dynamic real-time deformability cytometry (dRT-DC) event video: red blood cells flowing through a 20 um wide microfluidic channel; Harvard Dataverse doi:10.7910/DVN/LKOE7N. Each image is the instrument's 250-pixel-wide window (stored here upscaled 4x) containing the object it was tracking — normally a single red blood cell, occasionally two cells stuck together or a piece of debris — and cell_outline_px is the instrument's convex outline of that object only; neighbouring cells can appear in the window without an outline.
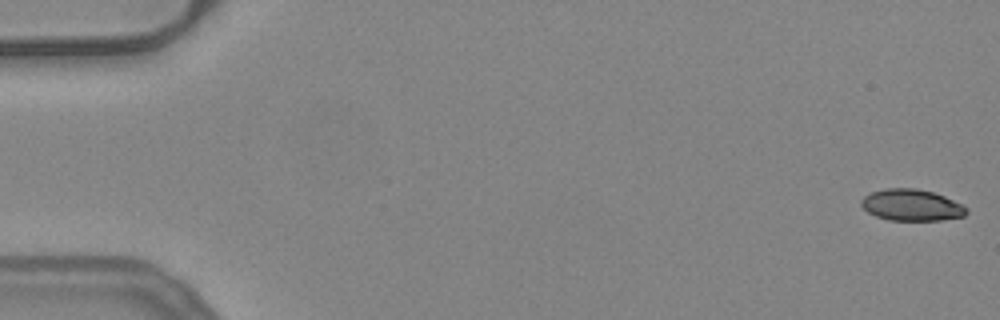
{"species": "common noctule bat (a hibernating species)", "species_latin": "Nyctalus noctula", "temperature_condition": "warm", "stored_images_in_passage": 53, "camera_frame_rate_fps": 3000, "um_per_image_px": 0.085, "animal": {"sex": "female", "body_mass_g": 24.6, "forearm_length_mm": 56.2}, "frame": {"image": 1, "passage_image": 1, "time_ms": 0.0, "image_size_px": [1000, 320], "cell_outline_px": [[968, 212], [964, 216], [940, 220], [888, 220], [876, 216], [868, 212], [860, 204], [860, 200], [864, 196], [872, 192], [888, 188], [916, 188], [932, 192], [944, 196], [968, 208]], "centroid_in_image_um": [77.47, 17.43], "position_along_channel_um": 7.5, "area_um2": 19.19}}
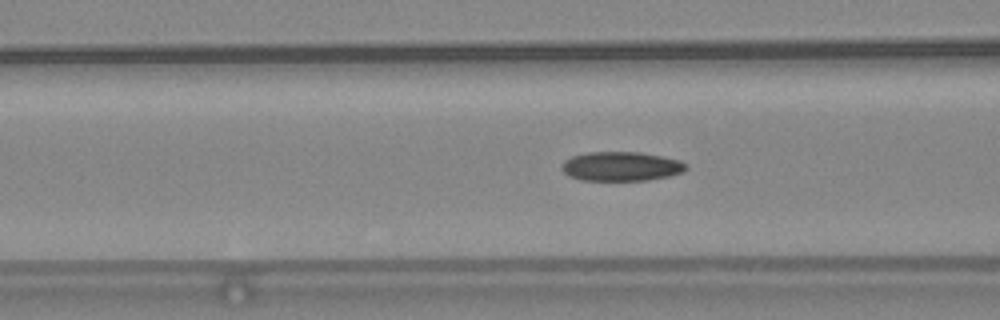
{"frame": {"image": 2, "passage_image": 21, "time_ms": 6.667, "image_size_px": [1000, 320], "cell_outline_px": [[688, 168], [684, 172], [668, 176], [648, 180], [580, 180], [568, 176], [560, 168], [560, 164], [564, 160], [572, 156], [588, 152], [640, 152], [664, 156], [680, 160], [688, 164]], "centroid_in_image_um": [52.8, 14.13], "position_along_channel_um": 113.8, "area_um2": 21.5}}
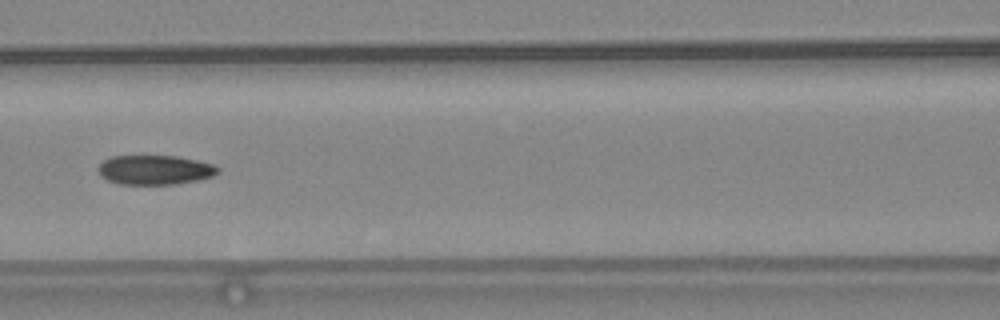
{"frame": {"image": 3, "passage_image": 24, "time_ms": 7.667, "image_size_px": [1000, 320], "cell_outline_px": [[220, 172], [212, 176], [196, 180], [176, 184], [120, 184], [108, 180], [100, 176], [100, 164], [104, 160], [112, 156], [176, 156], [216, 164], [220, 168]], "centroid_in_image_um": [13.21, 14.44], "position_along_channel_um": 153.4, "area_um2": 20.46}, "authors_computed_cell_mechanics": {"area_um2": 20.9814, "velocity_mm_per_s": 3.937, "shape_relaxation_time_tau1_ms": null, "shape_relaxation_time_tau2_ms": 2.5688, "deformation_change_tau1": null, "deformation_change_tau2": 0.0955}}